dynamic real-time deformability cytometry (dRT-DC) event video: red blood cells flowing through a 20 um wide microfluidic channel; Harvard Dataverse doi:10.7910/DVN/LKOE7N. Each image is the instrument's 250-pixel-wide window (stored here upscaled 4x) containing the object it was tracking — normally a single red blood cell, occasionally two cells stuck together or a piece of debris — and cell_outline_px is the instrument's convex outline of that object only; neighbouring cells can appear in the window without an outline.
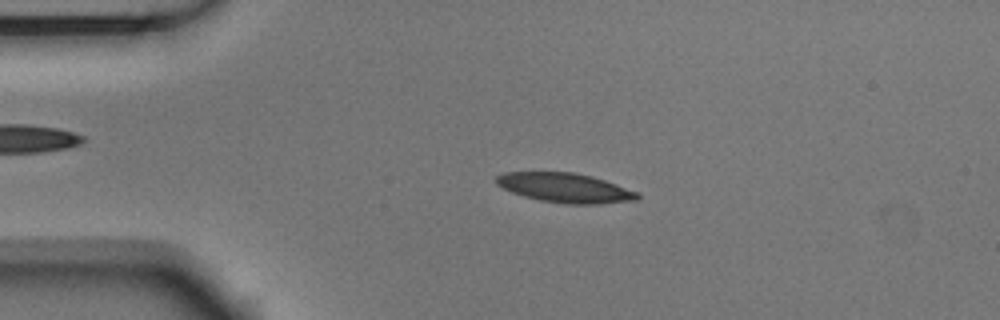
{"species": "Egyptian fruit bat (a non-hibernating species)", "species_latin": "Rousettus aegyptiacus", "temperature_condition": "room temperature", "stored_images_in_passage": 53, "camera_frame_rate_fps": 3000, "um_per_image_px": 0.085, "animal": {"sex": "male"}, "frame": {"image": 1, "passage_image": 11, "time_ms": 3.333, "image_size_px": [1000, 320], "cell_outline_px": [[640, 200], [600, 204], [568, 204], [540, 200], [524, 196], [512, 192], [496, 184], [496, 176], [504, 172], [572, 172], [592, 176], [640, 192]], "centroid_in_image_um": [48.08, 15.97], "position_along_channel_um": 36.9, "area_um2": 24.33}}
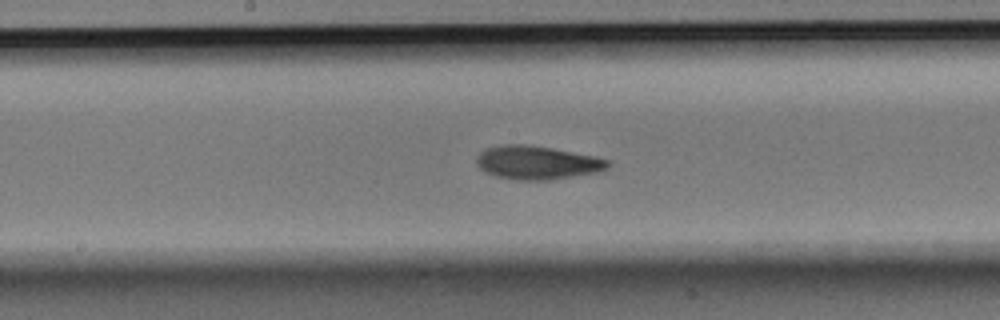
{"frame": {"image": 2, "passage_image": 27, "time_ms": 8.667, "image_size_px": [1000, 320], "cell_outline_px": [[612, 164], [608, 168], [600, 172], [548, 180], [516, 180], [496, 176], [480, 168], [476, 164], [476, 160], [480, 152], [488, 148], [504, 144], [524, 144], [552, 148], [596, 156], [612, 160]], "centroid_in_image_um": [45.73, 13.82], "position_along_channel_um": 202.5, "area_um2": 25.78}}
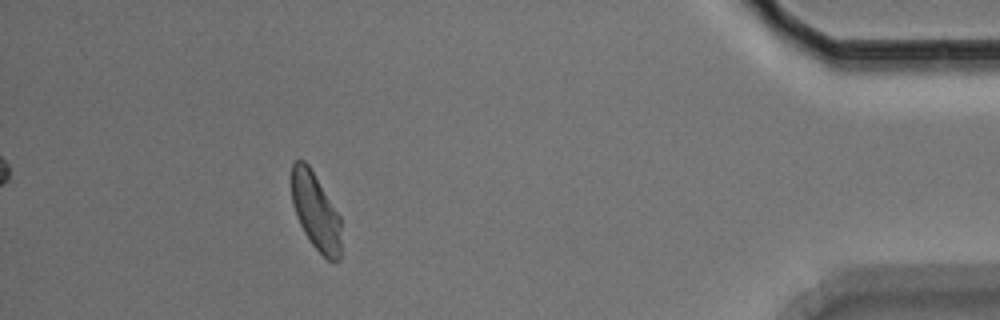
{"frame": {"image": 3, "passage_image": 48, "time_ms": 15.667, "image_size_px": [1000, 320], "cell_outline_px": [[340, 260], [328, 260], [312, 244], [304, 232], [296, 216], [292, 204], [292, 164], [296, 160], [304, 160], [308, 164], [340, 216]], "centroid_in_image_um": [26.82, 17.97], "position_along_channel_um": 408.4, "area_um2": 21.91}, "authors_computed_cell_mechanics": {"area_um2": 23.8714, "velocity_mm_per_s": 3.7064, "shape_relaxation_time_tau1_ms": 6.0076, "shape_relaxation_time_tau2_ms": 3.6354, "deformation_change_tau1": 0.1606, "deformation_change_tau2": 0.0974}}